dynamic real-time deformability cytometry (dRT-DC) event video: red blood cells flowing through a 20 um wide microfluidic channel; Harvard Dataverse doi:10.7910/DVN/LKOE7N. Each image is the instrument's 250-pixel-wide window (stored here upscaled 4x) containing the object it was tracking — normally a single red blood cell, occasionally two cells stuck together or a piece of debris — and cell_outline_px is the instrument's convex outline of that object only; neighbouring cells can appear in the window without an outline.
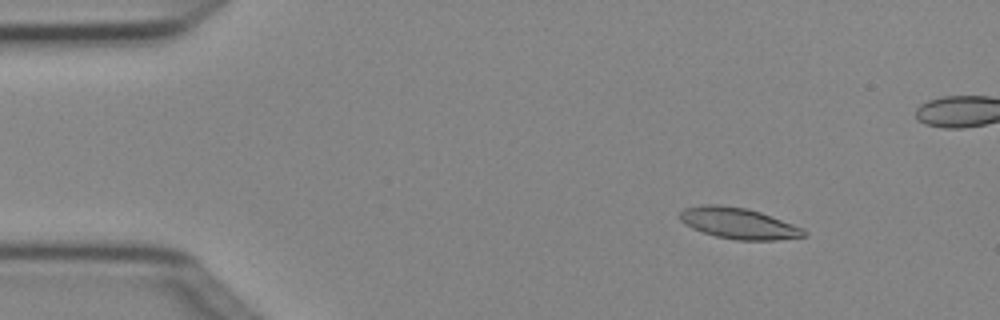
{"species": "Egyptian fruit bat (a non-hibernating species)", "species_latin": "Rousettus aegyptiacus", "temperature_condition": "cold", "stored_images_in_passage": 7, "segment_of_instrument_passage": [1, 2], "camera_frame_rate_fps": 3000, "um_per_image_px": 0.085, "animal": {"sex": "female"}, "frame": {"image": 1, "passage_image": 2, "time_ms": 0.333, "image_size_px": [1000, 320], "cell_outline_px": [[808, 236], [776, 240], [736, 240], [716, 236], [692, 228], [684, 224], [680, 220], [680, 212], [684, 208], [704, 204], [716, 204], [744, 208], [760, 212], [804, 228], [808, 232]], "centroid_in_image_um": [62.8, 18.99], "position_along_channel_um": 22.2, "area_um2": 22.43}}
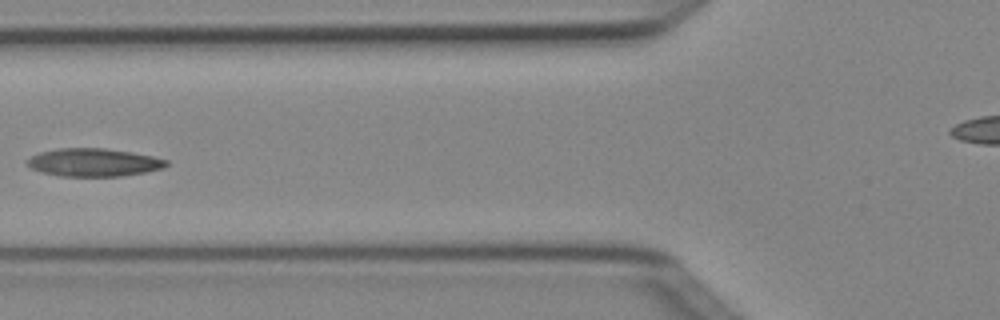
{"frame": {"image": 2, "passage_image": 5, "time_ms": 1.333, "image_size_px": [1000, 320], "cell_outline_px": [[168, 164], [164, 168], [144, 172], [120, 176], [60, 176], [40, 172], [32, 168], [24, 160], [40, 152], [56, 148], [104, 148], [132, 152], [152, 156], [168, 160]], "centroid_in_image_um": [7.95, 13.8], "position_along_channel_um": 117.9, "area_um2": 22.72}}
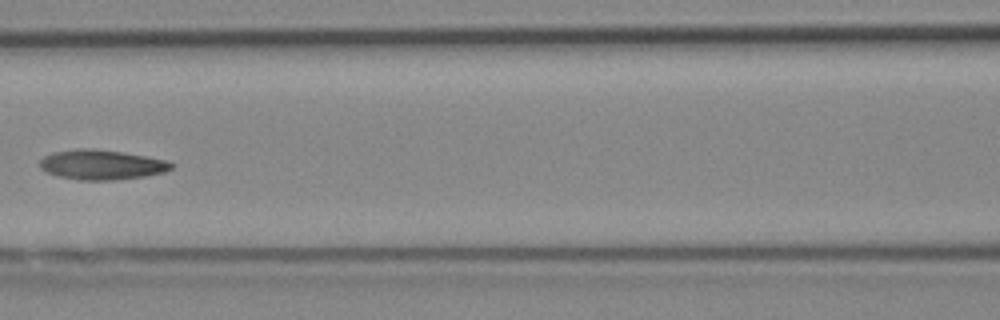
{"frame": {"image": 3, "passage_image": 6, "time_ms": 1.667, "image_size_px": [1000, 320], "cell_outline_px": [[176, 164], [172, 168], [164, 172], [144, 176], [112, 180], [80, 180], [60, 176], [48, 172], [40, 168], [40, 160], [44, 156], [52, 152], [76, 148], [92, 148], [120, 152], [144, 156], [164, 160]], "centroid_in_image_um": [8.62, 13.99], "position_along_channel_um": 158.0, "area_um2": 22.66}}